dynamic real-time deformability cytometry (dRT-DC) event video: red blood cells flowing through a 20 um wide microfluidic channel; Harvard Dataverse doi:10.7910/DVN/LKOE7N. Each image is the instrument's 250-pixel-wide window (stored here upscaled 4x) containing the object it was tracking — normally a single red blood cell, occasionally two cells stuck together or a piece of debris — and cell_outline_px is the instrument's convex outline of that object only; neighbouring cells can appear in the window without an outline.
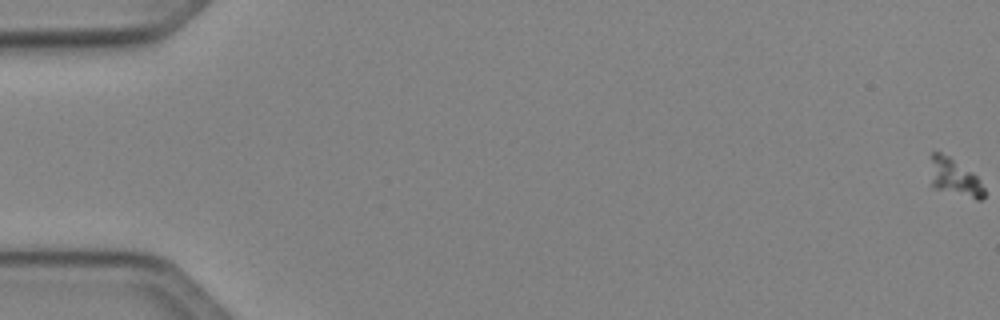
{"species": "Egyptian fruit bat (a non-hibernating species)", "species_latin": "Rousettus aegyptiacus", "temperature_condition": "cold", "stored_images_in_passage": 53, "camera_frame_rate_fps": 3000, "um_per_image_px": 0.085, "animal": {"sex": "female"}, "frame": {"image": 1, "passage_image": 1, "time_ms": 0.0, "image_size_px": [1000, 320], "cell_outline_px": [[984, 196], [980, 200], [976, 200], [932, 188], [932, 152], [940, 152], [948, 156], [972, 172], [980, 180], [984, 188]], "centroid_in_image_um": [81.17, 15.13], "position_along_channel_um": 3.8, "area_um2": 11.56}}
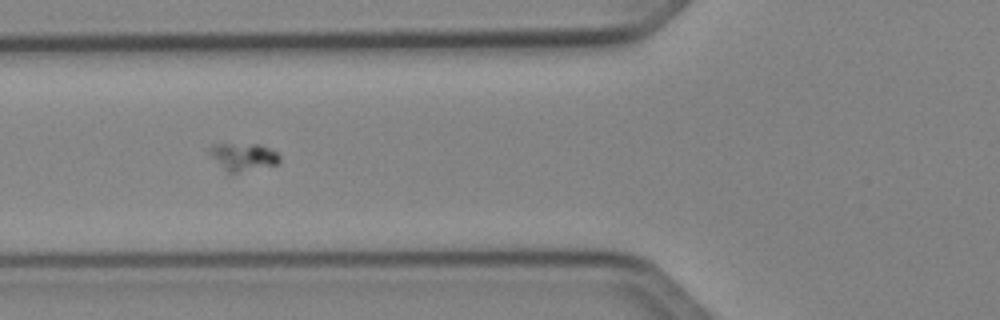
{"frame": {"image": 2, "passage_image": 22, "time_ms": 7.0, "image_size_px": [1000, 320], "cell_outline_px": [[280, 160], [276, 164], [236, 172], [228, 172], [208, 152], [208, 148], [216, 144], [260, 144], [276, 152], [280, 156]], "centroid_in_image_um": [20.68, 13.3], "position_along_channel_um": 105.1, "area_um2": 10.81}}
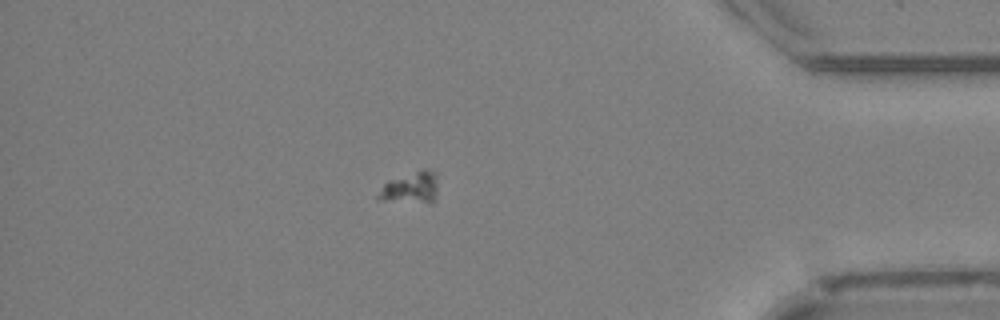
{"frame": {"image": 3, "passage_image": 47, "time_ms": 15.333, "image_size_px": [1000, 320], "cell_outline_px": [[436, 200], [376, 200], [376, 196], [384, 184], [388, 180], [424, 168], [436, 172]], "centroid_in_image_um": [34.89, 15.89], "position_along_channel_um": 400.3, "area_um2": 10.46}}